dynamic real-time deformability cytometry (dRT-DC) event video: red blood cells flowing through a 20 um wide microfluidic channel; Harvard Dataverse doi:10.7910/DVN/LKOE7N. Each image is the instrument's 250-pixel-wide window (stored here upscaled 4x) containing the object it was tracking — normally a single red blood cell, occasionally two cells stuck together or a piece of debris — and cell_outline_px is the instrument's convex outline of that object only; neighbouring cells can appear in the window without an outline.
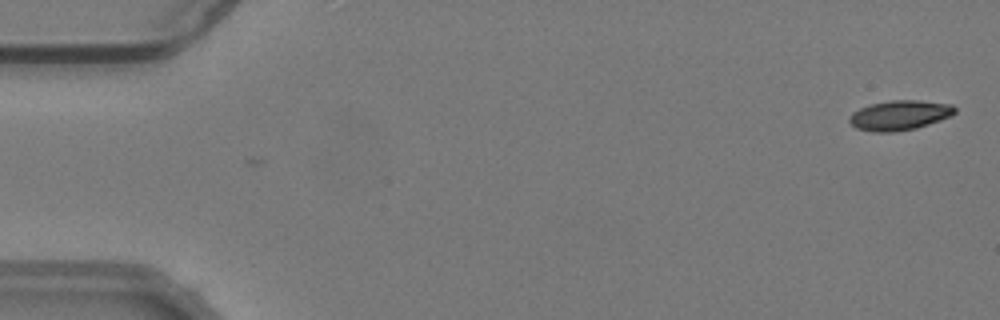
{"species": "common noctule bat (a hibernating species)", "species_latin": "Nyctalus noctula", "temperature_condition": "warm", "stored_images_in_passage": 2, "camera_frame_rate_fps": 3000, "um_per_image_px": 0.085, "animal": {"sex": "male", "body_mass_g": 19.2, "forearm_length_mm": 51.8}, "frame": {"image": 1, "passage_image": 2, "time_ms": 0.333, "image_size_px": [1000, 320], "cell_outline_px": [[956, 112], [952, 116], [916, 128], [892, 132], [872, 132], [856, 128], [848, 120], [852, 112], [860, 108], [872, 104], [892, 100], [920, 100], [952, 104], [956, 108]], "centroid_in_image_um": [76.49, 9.79], "position_along_channel_um": 8.5, "area_um2": 18.32}}